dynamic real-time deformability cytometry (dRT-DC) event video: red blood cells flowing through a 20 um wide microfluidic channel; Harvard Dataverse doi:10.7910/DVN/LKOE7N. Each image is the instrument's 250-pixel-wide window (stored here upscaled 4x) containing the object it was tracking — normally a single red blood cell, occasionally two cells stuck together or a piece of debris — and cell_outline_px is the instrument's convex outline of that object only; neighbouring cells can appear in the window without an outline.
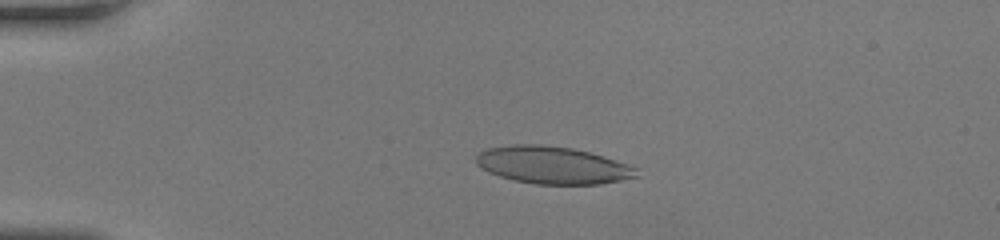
{"species": "human", "species_latin": "Homo sapiens", "temperature_condition": "room temperature", "stored_images_in_passage": 50, "camera_frame_rate_fps": 3000, "um_per_image_px": 0.085, "donor": {"sex": "female"}, "frame": {"image": 1, "passage_image": 12, "time_ms": 3.667, "image_size_px": [1000, 240], "cell_outline_px": [[640, 176], [600, 184], [536, 184], [516, 180], [500, 176], [488, 172], [480, 168], [476, 164], [476, 152], [488, 148], [512, 144], [540, 144], [572, 148], [604, 156], [640, 168]], "centroid_in_image_um": [46.98, 14.03], "position_along_channel_um": 38.0, "area_um2": 35.2}}
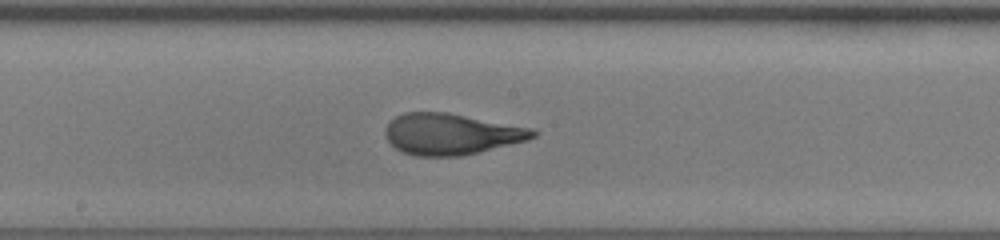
{"frame": {"image": 2, "passage_image": 28, "time_ms": 9.0, "image_size_px": [1000, 240], "cell_outline_px": [[540, 132], [536, 136], [528, 140], [460, 156], [416, 156], [404, 152], [396, 148], [384, 136], [384, 128], [396, 116], [404, 112], [448, 112], [532, 128]], "centroid_in_image_um": [38.35, 11.38], "position_along_channel_um": 209.8, "area_um2": 35.37}}
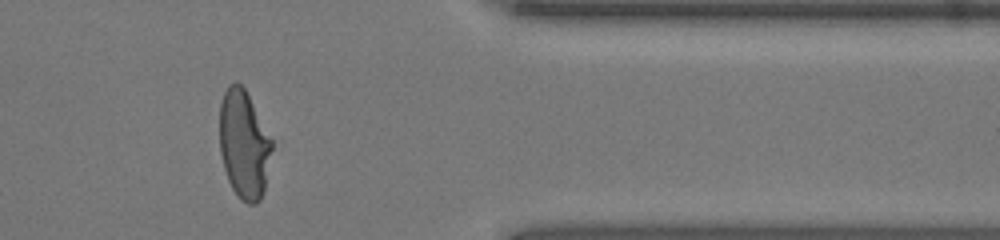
{"frame": {"image": 3, "passage_image": 42, "time_ms": 13.667, "image_size_px": [1000, 240], "cell_outline_px": [[272, 148], [264, 192], [260, 200], [256, 204], [248, 204], [240, 200], [232, 188], [228, 180], [224, 168], [220, 152], [220, 104], [224, 92], [228, 84], [236, 80], [244, 88], [272, 140]], "centroid_in_image_um": [20.72, 12.29], "position_along_channel_um": 390.7, "area_um2": 32.95}, "authors_computed_cell_mechanics": {"area_um2": 35.1424, "velocity_mm_per_s": 4.1929, "shape_relaxation_time_tau1_ms": 4.2167, "shape_relaxation_time_tau2_ms": 0.7529, "deformation_change_tau1": 0.2454, "deformation_change_tau2": 0.094}}